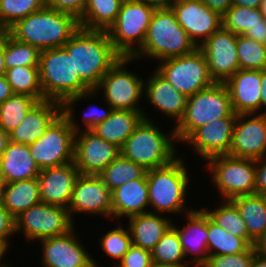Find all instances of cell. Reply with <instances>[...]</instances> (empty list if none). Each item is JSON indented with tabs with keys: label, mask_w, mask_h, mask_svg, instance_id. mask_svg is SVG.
Here are the masks:
<instances>
[{
	"label": "cell",
	"mask_w": 266,
	"mask_h": 267,
	"mask_svg": "<svg viewBox=\"0 0 266 267\" xmlns=\"http://www.w3.org/2000/svg\"><path fill=\"white\" fill-rule=\"evenodd\" d=\"M183 153L165 166L146 171L149 212L163 214L174 220L177 218L175 216L179 219L196 207L190 205L194 197H188L193 194L190 191L192 183H196L193 181L195 173H192L191 165L188 166V159Z\"/></svg>",
	"instance_id": "cell-1"
},
{
	"label": "cell",
	"mask_w": 266,
	"mask_h": 267,
	"mask_svg": "<svg viewBox=\"0 0 266 267\" xmlns=\"http://www.w3.org/2000/svg\"><path fill=\"white\" fill-rule=\"evenodd\" d=\"M63 47L72 56L75 73L91 90L122 58L105 30L80 27Z\"/></svg>",
	"instance_id": "cell-2"
},
{
	"label": "cell",
	"mask_w": 266,
	"mask_h": 267,
	"mask_svg": "<svg viewBox=\"0 0 266 267\" xmlns=\"http://www.w3.org/2000/svg\"><path fill=\"white\" fill-rule=\"evenodd\" d=\"M161 122L143 119L120 148V154L145 170L171 163L180 155L181 147L176 145L174 126L169 130Z\"/></svg>",
	"instance_id": "cell-3"
},
{
	"label": "cell",
	"mask_w": 266,
	"mask_h": 267,
	"mask_svg": "<svg viewBox=\"0 0 266 267\" xmlns=\"http://www.w3.org/2000/svg\"><path fill=\"white\" fill-rule=\"evenodd\" d=\"M197 46L178 23L172 9L155 10L144 44L132 56L138 62L154 64L193 52ZM148 60V61H147Z\"/></svg>",
	"instance_id": "cell-4"
},
{
	"label": "cell",
	"mask_w": 266,
	"mask_h": 267,
	"mask_svg": "<svg viewBox=\"0 0 266 267\" xmlns=\"http://www.w3.org/2000/svg\"><path fill=\"white\" fill-rule=\"evenodd\" d=\"M79 28L74 15L45 7L18 20L7 31L15 39L42 51L63 47Z\"/></svg>",
	"instance_id": "cell-5"
},
{
	"label": "cell",
	"mask_w": 266,
	"mask_h": 267,
	"mask_svg": "<svg viewBox=\"0 0 266 267\" xmlns=\"http://www.w3.org/2000/svg\"><path fill=\"white\" fill-rule=\"evenodd\" d=\"M202 169L209 175L208 186H213L210 190L216 191L218 200L255 194V159L220 155L208 159Z\"/></svg>",
	"instance_id": "cell-6"
},
{
	"label": "cell",
	"mask_w": 266,
	"mask_h": 267,
	"mask_svg": "<svg viewBox=\"0 0 266 267\" xmlns=\"http://www.w3.org/2000/svg\"><path fill=\"white\" fill-rule=\"evenodd\" d=\"M38 68L44 100L63 103L91 90L75 73L72 56L64 47L42 50Z\"/></svg>",
	"instance_id": "cell-7"
},
{
	"label": "cell",
	"mask_w": 266,
	"mask_h": 267,
	"mask_svg": "<svg viewBox=\"0 0 266 267\" xmlns=\"http://www.w3.org/2000/svg\"><path fill=\"white\" fill-rule=\"evenodd\" d=\"M237 116L224 82H215L187 98L185 113L174 127L178 145L196 129L219 118Z\"/></svg>",
	"instance_id": "cell-8"
},
{
	"label": "cell",
	"mask_w": 266,
	"mask_h": 267,
	"mask_svg": "<svg viewBox=\"0 0 266 267\" xmlns=\"http://www.w3.org/2000/svg\"><path fill=\"white\" fill-rule=\"evenodd\" d=\"M137 62L132 57H122L94 89L113 110L143 111L145 79L142 73L131 70Z\"/></svg>",
	"instance_id": "cell-9"
},
{
	"label": "cell",
	"mask_w": 266,
	"mask_h": 267,
	"mask_svg": "<svg viewBox=\"0 0 266 267\" xmlns=\"http://www.w3.org/2000/svg\"><path fill=\"white\" fill-rule=\"evenodd\" d=\"M155 9L142 0H124L115 23L108 29L114 49L132 57L144 44Z\"/></svg>",
	"instance_id": "cell-10"
},
{
	"label": "cell",
	"mask_w": 266,
	"mask_h": 267,
	"mask_svg": "<svg viewBox=\"0 0 266 267\" xmlns=\"http://www.w3.org/2000/svg\"><path fill=\"white\" fill-rule=\"evenodd\" d=\"M14 220L15 235L22 233L19 237L32 246L38 240L63 235L76 226L67 208L44 202L23 211Z\"/></svg>",
	"instance_id": "cell-11"
},
{
	"label": "cell",
	"mask_w": 266,
	"mask_h": 267,
	"mask_svg": "<svg viewBox=\"0 0 266 267\" xmlns=\"http://www.w3.org/2000/svg\"><path fill=\"white\" fill-rule=\"evenodd\" d=\"M154 66L153 69L162 78L186 97L215 83L210 76L206 57L199 47L189 54L160 61Z\"/></svg>",
	"instance_id": "cell-12"
},
{
	"label": "cell",
	"mask_w": 266,
	"mask_h": 267,
	"mask_svg": "<svg viewBox=\"0 0 266 267\" xmlns=\"http://www.w3.org/2000/svg\"><path fill=\"white\" fill-rule=\"evenodd\" d=\"M75 226L69 232L55 237L38 240L40 246V266L42 267H103L95 258L92 251L89 252L78 229ZM80 234V235H79ZM80 236V237H79ZM94 257V258H93ZM102 260V261H101Z\"/></svg>",
	"instance_id": "cell-13"
},
{
	"label": "cell",
	"mask_w": 266,
	"mask_h": 267,
	"mask_svg": "<svg viewBox=\"0 0 266 267\" xmlns=\"http://www.w3.org/2000/svg\"><path fill=\"white\" fill-rule=\"evenodd\" d=\"M75 131L61 113L44 135L28 145L30 155L40 169L74 162Z\"/></svg>",
	"instance_id": "cell-14"
},
{
	"label": "cell",
	"mask_w": 266,
	"mask_h": 267,
	"mask_svg": "<svg viewBox=\"0 0 266 267\" xmlns=\"http://www.w3.org/2000/svg\"><path fill=\"white\" fill-rule=\"evenodd\" d=\"M68 211L75 224L78 225L76 215L94 218L95 215L112 222V195L109 188L98 175H81L77 178L73 188Z\"/></svg>",
	"instance_id": "cell-15"
},
{
	"label": "cell",
	"mask_w": 266,
	"mask_h": 267,
	"mask_svg": "<svg viewBox=\"0 0 266 267\" xmlns=\"http://www.w3.org/2000/svg\"><path fill=\"white\" fill-rule=\"evenodd\" d=\"M236 119L237 116H227L199 127L182 143V149L187 147L189 155L197 156V164L198 160L204 164L212 157L228 155Z\"/></svg>",
	"instance_id": "cell-16"
},
{
	"label": "cell",
	"mask_w": 266,
	"mask_h": 267,
	"mask_svg": "<svg viewBox=\"0 0 266 267\" xmlns=\"http://www.w3.org/2000/svg\"><path fill=\"white\" fill-rule=\"evenodd\" d=\"M151 69L147 70V73L151 72L144 78V101L147 107L143 109L144 119L156 121L150 111H147L151 105L154 113H160L161 116L163 115L162 119L166 118L169 123H174L175 127L184 116L188 97L177 91L153 68Z\"/></svg>",
	"instance_id": "cell-17"
},
{
	"label": "cell",
	"mask_w": 266,
	"mask_h": 267,
	"mask_svg": "<svg viewBox=\"0 0 266 267\" xmlns=\"http://www.w3.org/2000/svg\"><path fill=\"white\" fill-rule=\"evenodd\" d=\"M119 155V147L94 131L75 132L74 164L81 175H99Z\"/></svg>",
	"instance_id": "cell-18"
},
{
	"label": "cell",
	"mask_w": 266,
	"mask_h": 267,
	"mask_svg": "<svg viewBox=\"0 0 266 267\" xmlns=\"http://www.w3.org/2000/svg\"><path fill=\"white\" fill-rule=\"evenodd\" d=\"M199 208V209H198ZM182 218V219H181ZM175 218L172 226L177 230L186 261L193 267H202L208 259V214L199 206Z\"/></svg>",
	"instance_id": "cell-19"
},
{
	"label": "cell",
	"mask_w": 266,
	"mask_h": 267,
	"mask_svg": "<svg viewBox=\"0 0 266 267\" xmlns=\"http://www.w3.org/2000/svg\"><path fill=\"white\" fill-rule=\"evenodd\" d=\"M207 60L210 76L215 82H225L239 68L237 35L221 27L200 47Z\"/></svg>",
	"instance_id": "cell-20"
},
{
	"label": "cell",
	"mask_w": 266,
	"mask_h": 267,
	"mask_svg": "<svg viewBox=\"0 0 266 267\" xmlns=\"http://www.w3.org/2000/svg\"><path fill=\"white\" fill-rule=\"evenodd\" d=\"M172 10L197 47L222 27V17L201 0H179Z\"/></svg>",
	"instance_id": "cell-21"
},
{
	"label": "cell",
	"mask_w": 266,
	"mask_h": 267,
	"mask_svg": "<svg viewBox=\"0 0 266 267\" xmlns=\"http://www.w3.org/2000/svg\"><path fill=\"white\" fill-rule=\"evenodd\" d=\"M266 154V115L239 114L233 130L229 156L259 159Z\"/></svg>",
	"instance_id": "cell-22"
},
{
	"label": "cell",
	"mask_w": 266,
	"mask_h": 267,
	"mask_svg": "<svg viewBox=\"0 0 266 267\" xmlns=\"http://www.w3.org/2000/svg\"><path fill=\"white\" fill-rule=\"evenodd\" d=\"M79 176L74 162L41 169L37 178L41 202L68 209Z\"/></svg>",
	"instance_id": "cell-23"
},
{
	"label": "cell",
	"mask_w": 266,
	"mask_h": 267,
	"mask_svg": "<svg viewBox=\"0 0 266 267\" xmlns=\"http://www.w3.org/2000/svg\"><path fill=\"white\" fill-rule=\"evenodd\" d=\"M224 84L233 111L239 114H261V71L239 69Z\"/></svg>",
	"instance_id": "cell-24"
},
{
	"label": "cell",
	"mask_w": 266,
	"mask_h": 267,
	"mask_svg": "<svg viewBox=\"0 0 266 267\" xmlns=\"http://www.w3.org/2000/svg\"><path fill=\"white\" fill-rule=\"evenodd\" d=\"M96 99H101L98 101V104ZM93 100H96L95 104L93 103ZM86 101L88 102L87 107L82 110L83 112L81 113L83 115H81V113L79 115V111H77L75 107L77 108L78 106L76 105L82 102V104H84V102L86 104ZM89 101L92 103L89 104ZM99 102L101 105H99ZM112 111V107L93 89L80 93L76 96L69 97L62 103V114L68 119L70 126L75 132L81 130H93L101 122L105 121Z\"/></svg>",
	"instance_id": "cell-25"
},
{
	"label": "cell",
	"mask_w": 266,
	"mask_h": 267,
	"mask_svg": "<svg viewBox=\"0 0 266 267\" xmlns=\"http://www.w3.org/2000/svg\"><path fill=\"white\" fill-rule=\"evenodd\" d=\"M62 113V103L54 100L37 101L26 113L23 122L9 133V141L30 145L41 138L45 130Z\"/></svg>",
	"instance_id": "cell-26"
},
{
	"label": "cell",
	"mask_w": 266,
	"mask_h": 267,
	"mask_svg": "<svg viewBox=\"0 0 266 267\" xmlns=\"http://www.w3.org/2000/svg\"><path fill=\"white\" fill-rule=\"evenodd\" d=\"M112 222L125 221L131 216L149 212V193L146 174L111 191Z\"/></svg>",
	"instance_id": "cell-27"
},
{
	"label": "cell",
	"mask_w": 266,
	"mask_h": 267,
	"mask_svg": "<svg viewBox=\"0 0 266 267\" xmlns=\"http://www.w3.org/2000/svg\"><path fill=\"white\" fill-rule=\"evenodd\" d=\"M132 245L152 251L157 242L172 226L173 219L163 214L142 213L126 219Z\"/></svg>",
	"instance_id": "cell-28"
},
{
	"label": "cell",
	"mask_w": 266,
	"mask_h": 267,
	"mask_svg": "<svg viewBox=\"0 0 266 267\" xmlns=\"http://www.w3.org/2000/svg\"><path fill=\"white\" fill-rule=\"evenodd\" d=\"M0 170L9 183L38 178L41 169L30 155L28 145L9 141L0 159Z\"/></svg>",
	"instance_id": "cell-29"
},
{
	"label": "cell",
	"mask_w": 266,
	"mask_h": 267,
	"mask_svg": "<svg viewBox=\"0 0 266 267\" xmlns=\"http://www.w3.org/2000/svg\"><path fill=\"white\" fill-rule=\"evenodd\" d=\"M143 119V111L113 110L110 116L92 131L121 148Z\"/></svg>",
	"instance_id": "cell-30"
},
{
	"label": "cell",
	"mask_w": 266,
	"mask_h": 267,
	"mask_svg": "<svg viewBox=\"0 0 266 267\" xmlns=\"http://www.w3.org/2000/svg\"><path fill=\"white\" fill-rule=\"evenodd\" d=\"M4 207L15 218L23 211L41 202L38 179H28L5 184L1 196Z\"/></svg>",
	"instance_id": "cell-31"
},
{
	"label": "cell",
	"mask_w": 266,
	"mask_h": 267,
	"mask_svg": "<svg viewBox=\"0 0 266 267\" xmlns=\"http://www.w3.org/2000/svg\"><path fill=\"white\" fill-rule=\"evenodd\" d=\"M217 205L208 203L202 208L209 215V217L216 222L219 226L225 229L232 235L243 238L250 246H253L254 241L249 237L246 229L245 221L242 219L237 206L231 200H216Z\"/></svg>",
	"instance_id": "cell-32"
},
{
	"label": "cell",
	"mask_w": 266,
	"mask_h": 267,
	"mask_svg": "<svg viewBox=\"0 0 266 267\" xmlns=\"http://www.w3.org/2000/svg\"><path fill=\"white\" fill-rule=\"evenodd\" d=\"M231 201L245 221L249 237L256 241L266 230V195L239 196Z\"/></svg>",
	"instance_id": "cell-33"
},
{
	"label": "cell",
	"mask_w": 266,
	"mask_h": 267,
	"mask_svg": "<svg viewBox=\"0 0 266 267\" xmlns=\"http://www.w3.org/2000/svg\"><path fill=\"white\" fill-rule=\"evenodd\" d=\"M124 0H87L85 11L79 19L81 28L105 30L115 23Z\"/></svg>",
	"instance_id": "cell-34"
},
{
	"label": "cell",
	"mask_w": 266,
	"mask_h": 267,
	"mask_svg": "<svg viewBox=\"0 0 266 267\" xmlns=\"http://www.w3.org/2000/svg\"><path fill=\"white\" fill-rule=\"evenodd\" d=\"M114 224L109 230L104 227V232L99 233V237L96 241L98 249L103 251L102 257L106 256L107 261L111 260V267H116V265L122 260L123 256L128 252L129 248L132 246L131 235L127 225L122 221H113ZM116 222V223H115ZM125 225H123V224ZM110 258V259H109ZM109 259V260H108Z\"/></svg>",
	"instance_id": "cell-35"
},
{
	"label": "cell",
	"mask_w": 266,
	"mask_h": 267,
	"mask_svg": "<svg viewBox=\"0 0 266 267\" xmlns=\"http://www.w3.org/2000/svg\"><path fill=\"white\" fill-rule=\"evenodd\" d=\"M250 245L241 237L227 232L208 215V255H235L246 251Z\"/></svg>",
	"instance_id": "cell-36"
},
{
	"label": "cell",
	"mask_w": 266,
	"mask_h": 267,
	"mask_svg": "<svg viewBox=\"0 0 266 267\" xmlns=\"http://www.w3.org/2000/svg\"><path fill=\"white\" fill-rule=\"evenodd\" d=\"M146 171L141 165L127 160L120 154L98 176L109 190L113 191L128 181L142 178Z\"/></svg>",
	"instance_id": "cell-37"
},
{
	"label": "cell",
	"mask_w": 266,
	"mask_h": 267,
	"mask_svg": "<svg viewBox=\"0 0 266 267\" xmlns=\"http://www.w3.org/2000/svg\"><path fill=\"white\" fill-rule=\"evenodd\" d=\"M5 76L14 94H26L37 101L44 100L38 67H14L7 69Z\"/></svg>",
	"instance_id": "cell-38"
},
{
	"label": "cell",
	"mask_w": 266,
	"mask_h": 267,
	"mask_svg": "<svg viewBox=\"0 0 266 267\" xmlns=\"http://www.w3.org/2000/svg\"><path fill=\"white\" fill-rule=\"evenodd\" d=\"M37 100L26 94H13L0 104V128L9 134L24 120Z\"/></svg>",
	"instance_id": "cell-39"
},
{
	"label": "cell",
	"mask_w": 266,
	"mask_h": 267,
	"mask_svg": "<svg viewBox=\"0 0 266 267\" xmlns=\"http://www.w3.org/2000/svg\"><path fill=\"white\" fill-rule=\"evenodd\" d=\"M266 25L261 8L232 5L222 16V27L236 35H244L249 28Z\"/></svg>",
	"instance_id": "cell-40"
},
{
	"label": "cell",
	"mask_w": 266,
	"mask_h": 267,
	"mask_svg": "<svg viewBox=\"0 0 266 267\" xmlns=\"http://www.w3.org/2000/svg\"><path fill=\"white\" fill-rule=\"evenodd\" d=\"M40 50L28 43L15 39L8 31H5V66L11 69L20 66L38 67Z\"/></svg>",
	"instance_id": "cell-41"
},
{
	"label": "cell",
	"mask_w": 266,
	"mask_h": 267,
	"mask_svg": "<svg viewBox=\"0 0 266 267\" xmlns=\"http://www.w3.org/2000/svg\"><path fill=\"white\" fill-rule=\"evenodd\" d=\"M152 262L159 264H189L184 256L177 230L171 226L151 251Z\"/></svg>",
	"instance_id": "cell-42"
},
{
	"label": "cell",
	"mask_w": 266,
	"mask_h": 267,
	"mask_svg": "<svg viewBox=\"0 0 266 267\" xmlns=\"http://www.w3.org/2000/svg\"><path fill=\"white\" fill-rule=\"evenodd\" d=\"M45 7V0H0V27L7 31L18 20Z\"/></svg>",
	"instance_id": "cell-43"
},
{
	"label": "cell",
	"mask_w": 266,
	"mask_h": 267,
	"mask_svg": "<svg viewBox=\"0 0 266 267\" xmlns=\"http://www.w3.org/2000/svg\"><path fill=\"white\" fill-rule=\"evenodd\" d=\"M237 53L240 69L260 71L266 69V44L245 35H237Z\"/></svg>",
	"instance_id": "cell-44"
},
{
	"label": "cell",
	"mask_w": 266,
	"mask_h": 267,
	"mask_svg": "<svg viewBox=\"0 0 266 267\" xmlns=\"http://www.w3.org/2000/svg\"><path fill=\"white\" fill-rule=\"evenodd\" d=\"M255 251L250 246L246 251L235 255L208 256L202 267H251Z\"/></svg>",
	"instance_id": "cell-45"
},
{
	"label": "cell",
	"mask_w": 266,
	"mask_h": 267,
	"mask_svg": "<svg viewBox=\"0 0 266 267\" xmlns=\"http://www.w3.org/2000/svg\"><path fill=\"white\" fill-rule=\"evenodd\" d=\"M151 252L132 245L116 267H152Z\"/></svg>",
	"instance_id": "cell-46"
},
{
	"label": "cell",
	"mask_w": 266,
	"mask_h": 267,
	"mask_svg": "<svg viewBox=\"0 0 266 267\" xmlns=\"http://www.w3.org/2000/svg\"><path fill=\"white\" fill-rule=\"evenodd\" d=\"M15 237V220L4 207L0 197V242H4L11 249Z\"/></svg>",
	"instance_id": "cell-47"
},
{
	"label": "cell",
	"mask_w": 266,
	"mask_h": 267,
	"mask_svg": "<svg viewBox=\"0 0 266 267\" xmlns=\"http://www.w3.org/2000/svg\"><path fill=\"white\" fill-rule=\"evenodd\" d=\"M46 7L74 15L78 20L82 17L87 0H45Z\"/></svg>",
	"instance_id": "cell-48"
},
{
	"label": "cell",
	"mask_w": 266,
	"mask_h": 267,
	"mask_svg": "<svg viewBox=\"0 0 266 267\" xmlns=\"http://www.w3.org/2000/svg\"><path fill=\"white\" fill-rule=\"evenodd\" d=\"M255 194L266 195V154L255 160Z\"/></svg>",
	"instance_id": "cell-49"
},
{
	"label": "cell",
	"mask_w": 266,
	"mask_h": 267,
	"mask_svg": "<svg viewBox=\"0 0 266 267\" xmlns=\"http://www.w3.org/2000/svg\"><path fill=\"white\" fill-rule=\"evenodd\" d=\"M211 10L218 13L221 17L233 5V0H201Z\"/></svg>",
	"instance_id": "cell-50"
},
{
	"label": "cell",
	"mask_w": 266,
	"mask_h": 267,
	"mask_svg": "<svg viewBox=\"0 0 266 267\" xmlns=\"http://www.w3.org/2000/svg\"><path fill=\"white\" fill-rule=\"evenodd\" d=\"M244 35L259 43L266 44V25L249 28Z\"/></svg>",
	"instance_id": "cell-51"
},
{
	"label": "cell",
	"mask_w": 266,
	"mask_h": 267,
	"mask_svg": "<svg viewBox=\"0 0 266 267\" xmlns=\"http://www.w3.org/2000/svg\"><path fill=\"white\" fill-rule=\"evenodd\" d=\"M11 85L5 75H0V104L13 95Z\"/></svg>",
	"instance_id": "cell-52"
},
{
	"label": "cell",
	"mask_w": 266,
	"mask_h": 267,
	"mask_svg": "<svg viewBox=\"0 0 266 267\" xmlns=\"http://www.w3.org/2000/svg\"><path fill=\"white\" fill-rule=\"evenodd\" d=\"M155 10L172 9L179 0H142Z\"/></svg>",
	"instance_id": "cell-53"
},
{
	"label": "cell",
	"mask_w": 266,
	"mask_h": 267,
	"mask_svg": "<svg viewBox=\"0 0 266 267\" xmlns=\"http://www.w3.org/2000/svg\"><path fill=\"white\" fill-rule=\"evenodd\" d=\"M253 248L255 253L266 256V230L256 241H254Z\"/></svg>",
	"instance_id": "cell-54"
},
{
	"label": "cell",
	"mask_w": 266,
	"mask_h": 267,
	"mask_svg": "<svg viewBox=\"0 0 266 267\" xmlns=\"http://www.w3.org/2000/svg\"><path fill=\"white\" fill-rule=\"evenodd\" d=\"M261 114L266 115V69L261 71Z\"/></svg>",
	"instance_id": "cell-55"
},
{
	"label": "cell",
	"mask_w": 266,
	"mask_h": 267,
	"mask_svg": "<svg viewBox=\"0 0 266 267\" xmlns=\"http://www.w3.org/2000/svg\"><path fill=\"white\" fill-rule=\"evenodd\" d=\"M4 52H5V31L2 33L0 37V75H5L7 70L5 66Z\"/></svg>",
	"instance_id": "cell-56"
},
{
	"label": "cell",
	"mask_w": 266,
	"mask_h": 267,
	"mask_svg": "<svg viewBox=\"0 0 266 267\" xmlns=\"http://www.w3.org/2000/svg\"><path fill=\"white\" fill-rule=\"evenodd\" d=\"M233 5L257 9L261 8L262 0H233Z\"/></svg>",
	"instance_id": "cell-57"
},
{
	"label": "cell",
	"mask_w": 266,
	"mask_h": 267,
	"mask_svg": "<svg viewBox=\"0 0 266 267\" xmlns=\"http://www.w3.org/2000/svg\"><path fill=\"white\" fill-rule=\"evenodd\" d=\"M10 251L11 249L4 242H0V267H6L8 264H10L11 261L5 258L7 253L9 254Z\"/></svg>",
	"instance_id": "cell-58"
},
{
	"label": "cell",
	"mask_w": 266,
	"mask_h": 267,
	"mask_svg": "<svg viewBox=\"0 0 266 267\" xmlns=\"http://www.w3.org/2000/svg\"><path fill=\"white\" fill-rule=\"evenodd\" d=\"M9 143V134L0 128V159Z\"/></svg>",
	"instance_id": "cell-59"
},
{
	"label": "cell",
	"mask_w": 266,
	"mask_h": 267,
	"mask_svg": "<svg viewBox=\"0 0 266 267\" xmlns=\"http://www.w3.org/2000/svg\"><path fill=\"white\" fill-rule=\"evenodd\" d=\"M251 267H266V256L255 253Z\"/></svg>",
	"instance_id": "cell-60"
},
{
	"label": "cell",
	"mask_w": 266,
	"mask_h": 267,
	"mask_svg": "<svg viewBox=\"0 0 266 267\" xmlns=\"http://www.w3.org/2000/svg\"><path fill=\"white\" fill-rule=\"evenodd\" d=\"M152 267H193L190 264H159V263H153Z\"/></svg>",
	"instance_id": "cell-61"
},
{
	"label": "cell",
	"mask_w": 266,
	"mask_h": 267,
	"mask_svg": "<svg viewBox=\"0 0 266 267\" xmlns=\"http://www.w3.org/2000/svg\"><path fill=\"white\" fill-rule=\"evenodd\" d=\"M5 184H6V182L4 180L3 173L0 170V197L2 196L3 189L5 188Z\"/></svg>",
	"instance_id": "cell-62"
},
{
	"label": "cell",
	"mask_w": 266,
	"mask_h": 267,
	"mask_svg": "<svg viewBox=\"0 0 266 267\" xmlns=\"http://www.w3.org/2000/svg\"><path fill=\"white\" fill-rule=\"evenodd\" d=\"M261 12L263 16L266 18V0H262Z\"/></svg>",
	"instance_id": "cell-63"
},
{
	"label": "cell",
	"mask_w": 266,
	"mask_h": 267,
	"mask_svg": "<svg viewBox=\"0 0 266 267\" xmlns=\"http://www.w3.org/2000/svg\"><path fill=\"white\" fill-rule=\"evenodd\" d=\"M3 32H4V30L0 27V37H1Z\"/></svg>",
	"instance_id": "cell-64"
},
{
	"label": "cell",
	"mask_w": 266,
	"mask_h": 267,
	"mask_svg": "<svg viewBox=\"0 0 266 267\" xmlns=\"http://www.w3.org/2000/svg\"><path fill=\"white\" fill-rule=\"evenodd\" d=\"M13 264H14V263L12 262V264L10 263V264H8L6 267H14Z\"/></svg>",
	"instance_id": "cell-65"
}]
</instances>
